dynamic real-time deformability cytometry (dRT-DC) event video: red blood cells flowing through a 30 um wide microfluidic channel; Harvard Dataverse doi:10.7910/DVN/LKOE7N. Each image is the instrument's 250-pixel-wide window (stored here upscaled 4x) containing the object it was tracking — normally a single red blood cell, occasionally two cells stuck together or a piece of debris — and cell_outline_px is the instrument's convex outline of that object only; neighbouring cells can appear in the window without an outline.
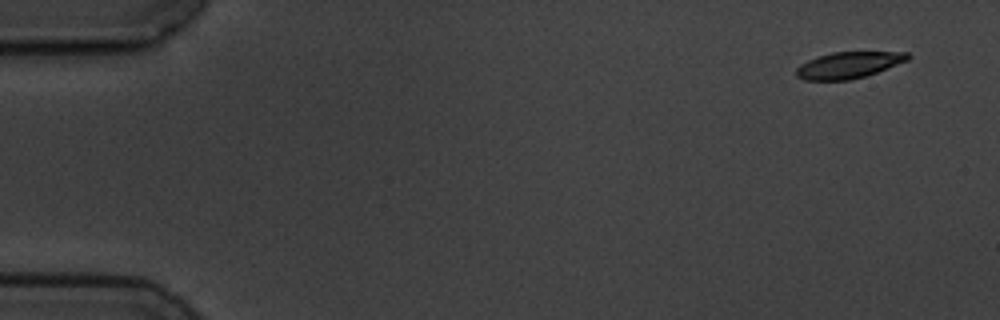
{"species": "common noctule bat (a hibernating species)", "species_latin": "Nyctalus noctula", "temperature_condition": "cold", "stored_images_in_passage": 5, "camera_frame_rate_fps": 3000, "um_per_image_px": 0.085, "animal": {"sex": "male", "body_mass_g": 19.5, "forearm_length_mm": 54.6}, "frame": {"image": 1, "passage_image": 1, "time_ms": 0.0, "image_size_px": [1000, 320], "cell_outline_px": [[912, 56], [908, 60], [876, 72], [864, 76], [848, 80], [804, 80], [796, 76], [796, 68], [800, 64], [816, 56], [832, 52], [908, 52]], "centroid_in_image_um": [72.1, 5.52], "position_along_channel_um": 12.9, "area_um2": 17.11}}
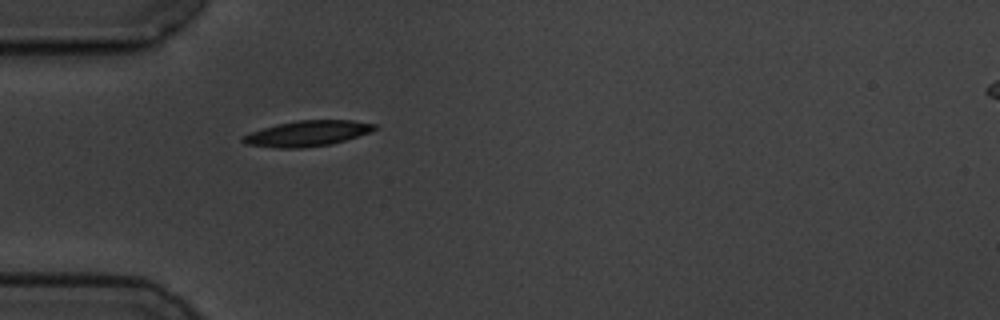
{"frame": {"image": 2, "passage_image": 5, "time_ms": 4.667, "image_size_px": [1000, 320], "cell_outline_px": [[380, 128], [332, 144], [304, 148], [276, 148], [244, 144], [240, 140], [240, 136], [276, 124], [300, 120], [352, 120], [376, 124]], "centroid_in_image_um": [26.09, 11.35], "position_along_channel_um": 58.9, "area_um2": 19.65}}